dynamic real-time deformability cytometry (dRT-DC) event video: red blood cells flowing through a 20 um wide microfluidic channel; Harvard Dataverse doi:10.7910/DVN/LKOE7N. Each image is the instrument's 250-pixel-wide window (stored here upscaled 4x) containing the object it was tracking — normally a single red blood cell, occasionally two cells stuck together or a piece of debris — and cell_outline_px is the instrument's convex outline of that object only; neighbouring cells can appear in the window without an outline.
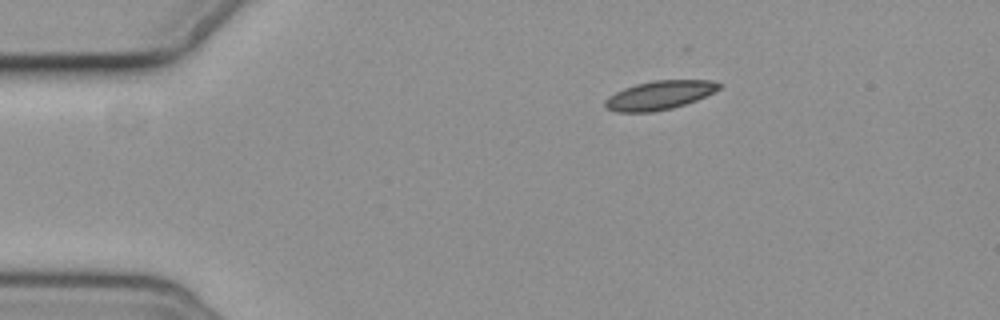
{"species": "common noctule bat (a hibernating species)", "species_latin": "Nyctalus noctula", "temperature_condition": "cold", "stored_images_in_passage": 3, "camera_frame_rate_fps": 3000, "um_per_image_px": 0.085, "animal": {"sex": "female", "body_mass_g": 19.3, "forearm_length_mm": 54.1}, "frame": {"image": 1, "passage_image": 1, "time_ms": 0.0, "image_size_px": [1000, 320], "cell_outline_px": [[724, 84], [720, 88], [696, 100], [672, 108], [652, 112], [616, 112], [604, 108], [604, 100], [608, 96], [624, 88], [636, 84], [652, 80], [712, 80]], "centroid_in_image_um": [56.02, 8.09], "position_along_channel_um": 29.0, "area_um2": 19.19}}